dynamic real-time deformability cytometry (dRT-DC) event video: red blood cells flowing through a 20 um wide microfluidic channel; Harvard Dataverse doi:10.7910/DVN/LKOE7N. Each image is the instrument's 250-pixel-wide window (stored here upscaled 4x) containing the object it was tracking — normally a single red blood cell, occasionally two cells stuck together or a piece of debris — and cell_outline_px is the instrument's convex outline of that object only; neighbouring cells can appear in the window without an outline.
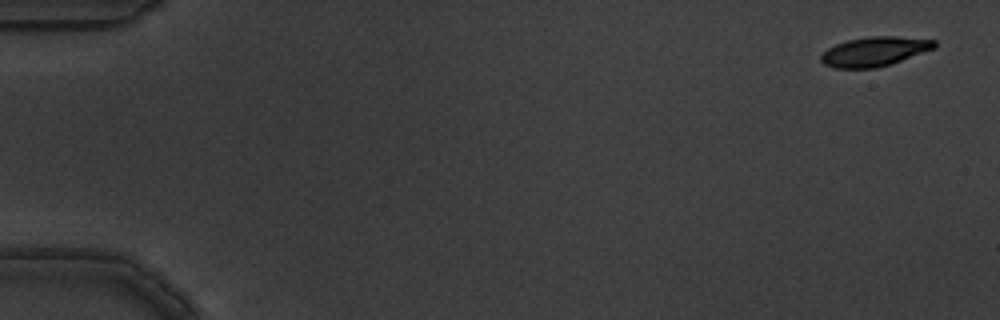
{"species": "common noctule bat (a hibernating species)", "species_latin": "Nyctalus noctula", "temperature_condition": "warm", "stored_images_in_passage": 3, "camera_frame_rate_fps": 3000, "um_per_image_px": 0.085, "animal": {"sex": "male", "body_mass_g": 19.5, "forearm_length_mm": 54.6}, "frame": {"image": 1, "passage_image": 1, "time_ms": 0.0, "image_size_px": [1000, 320], "cell_outline_px": [[936, 48], [892, 64], [876, 68], [832, 68], [824, 64], [820, 60], [820, 56], [828, 48], [836, 44], [848, 40], [868, 36], [896, 36], [936, 40]], "centroid_in_image_um": [74.35, 4.38], "position_along_channel_um": 10.7, "area_um2": 19.59}}